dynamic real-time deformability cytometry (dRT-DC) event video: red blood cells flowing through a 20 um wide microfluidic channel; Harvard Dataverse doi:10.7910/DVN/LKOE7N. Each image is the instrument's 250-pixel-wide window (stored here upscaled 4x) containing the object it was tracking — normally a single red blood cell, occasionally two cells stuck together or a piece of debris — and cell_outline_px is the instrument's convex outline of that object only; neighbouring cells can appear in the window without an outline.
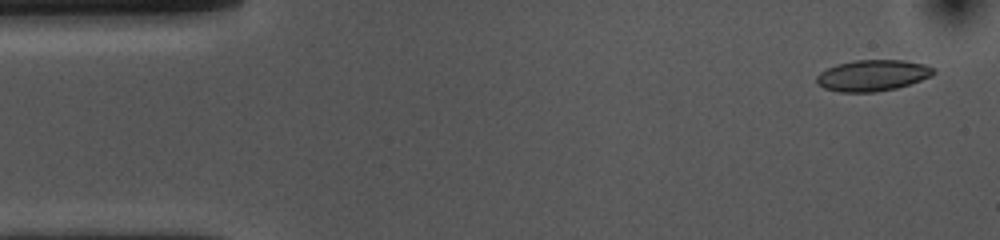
{"species": "common noctule bat (a hibernating species)", "species_latin": "Nyctalus noctula", "temperature_condition": "cold", "stored_images_in_passage": 53, "camera_frame_rate_fps": 3000, "um_per_image_px": 0.085, "animal": {"sex": "female", "body_mass_g": 10.0, "forearm_length_mm": 53.1}, "frame": {"image": 1, "passage_image": 2, "time_ms": 0.333, "image_size_px": [1000, 240], "cell_outline_px": [[936, 72], [932, 76], [896, 88], [876, 92], [840, 92], [824, 88], [816, 84], [816, 76], [820, 72], [836, 64], [856, 60], [904, 60], [924, 64], [936, 68]], "centroid_in_image_um": [74.17, 6.41], "position_along_channel_um": 10.8, "area_um2": 21.33}}
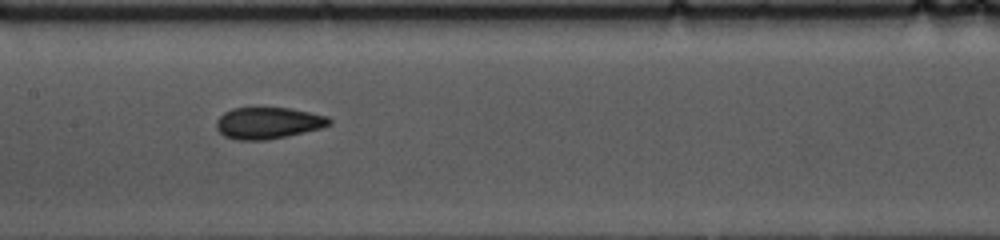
{"frame": {"image": 2, "passage_image": 24, "time_ms": 7.667, "image_size_px": [1000, 240], "cell_outline_px": [[332, 124], [320, 128], [304, 132], [264, 140], [236, 140], [224, 136], [216, 128], [216, 120], [224, 112], [232, 108], [288, 108], [328, 116], [332, 120]], "centroid_in_image_um": [22.77, 10.45], "position_along_channel_um": 184.6, "area_um2": 20.63}}
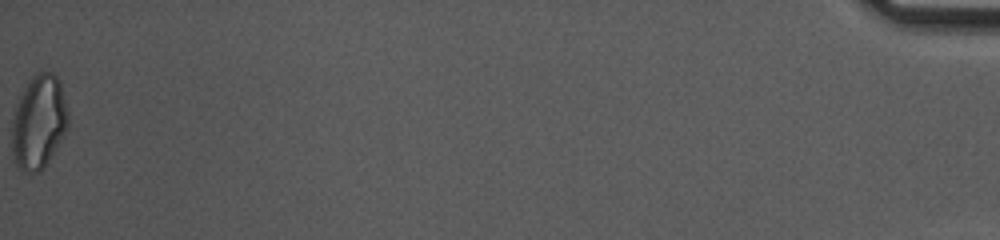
{"frame": {"image": 3, "passage_image": 53, "time_ms": 17.333, "image_size_px": [1000, 240], "cell_outline_px": [[68, 124], [64, 136], [40, 172], [24, 172], [16, 164], [12, 152], [12, 120], [20, 96], [28, 80], [36, 72], [52, 72], [60, 80], [68, 112]], "centroid_in_image_um": [3.3, 10.35], "position_along_channel_um": 431.9, "area_um2": 30.63}, "authors_computed_cell_mechanics": {"area_um2": 21.097, "velocity_mm_per_s": 3.6744, "shape_relaxation_time_tau1_ms": 8.3979, "shape_relaxation_time_tau2_ms": 2.3064, "deformation_change_tau1": 0.149, "deformation_change_tau2": 0.0642}}